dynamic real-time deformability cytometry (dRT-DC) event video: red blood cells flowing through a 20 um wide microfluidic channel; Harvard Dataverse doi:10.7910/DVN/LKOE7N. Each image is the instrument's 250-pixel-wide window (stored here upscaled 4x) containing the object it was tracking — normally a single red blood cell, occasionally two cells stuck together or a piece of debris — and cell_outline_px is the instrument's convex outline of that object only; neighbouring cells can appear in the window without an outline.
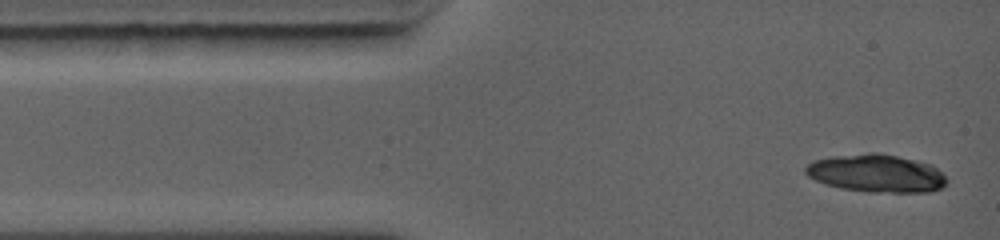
{"species": "common noctule bat (a hibernating species)", "species_latin": "Nyctalus noctula", "temperature_condition": "warm", "stored_images_in_passage": 7, "camera_frame_rate_fps": 5000, "um_per_image_px": 0.085, "animal": {"sex": "female", "body_mass_g": 19.0, "forearm_length_mm": 56.7}, "frame": {"image": 1, "passage_image": 1, "time_ms": 0.0, "image_size_px": [1000, 240], "cell_outline_px": [[948, 184], [944, 188], [928, 192], [868, 192], [840, 188], [824, 184], [808, 176], [804, 172], [804, 168], [808, 164], [816, 160], [832, 156], [868, 152], [876, 152], [896, 156], [932, 164], [948, 180]], "centroid_in_image_um": [74.5, 14.74], "position_along_channel_um": 10.5, "area_um2": 31.33}}